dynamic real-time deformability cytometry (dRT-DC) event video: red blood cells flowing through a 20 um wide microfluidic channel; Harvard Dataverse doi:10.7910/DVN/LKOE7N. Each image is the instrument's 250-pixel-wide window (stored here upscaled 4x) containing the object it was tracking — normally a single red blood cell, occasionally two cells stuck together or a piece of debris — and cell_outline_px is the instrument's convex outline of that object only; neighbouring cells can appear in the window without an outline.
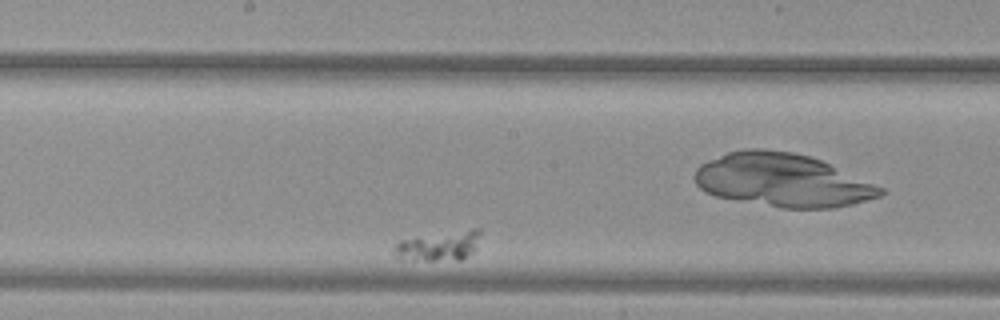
{"species": "common noctule bat (a hibernating species)", "species_latin": "Nyctalus noctula", "temperature_condition": "warm", "stored_images_in_passage": 36, "camera_frame_rate_fps": 3000, "um_per_image_px": 0.085, "animal": {"sex": "female", "body_mass_g": 29.2, "forearm_length_mm": 56.3}, "frame": {"image": 1, "passage_image": 14, "time_ms": 4.333, "image_size_px": [1000, 320], "cell_outline_px": [[480, 232], [476, 248], [472, 252], [460, 260], [400, 260], [392, 256], [392, 248], [400, 240], [416, 236], [472, 228], [480, 228]], "centroid_in_image_um": [37.23, 20.9], "position_along_channel_um": 211.0, "area_um2": 15.32}}
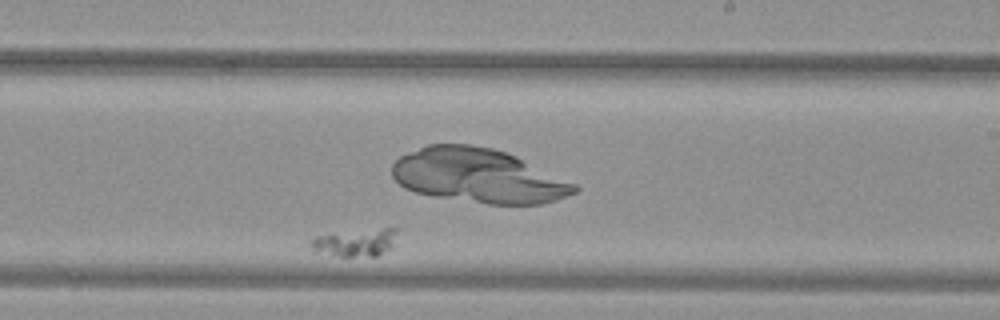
{"frame": {"image": 2, "passage_image": 19, "time_ms": 6.0, "image_size_px": [1000, 320], "cell_outline_px": [[396, 232], [392, 248], [376, 256], [340, 256], [312, 252], [312, 240], [316, 236], [384, 228], [396, 228]], "centroid_in_image_um": [30.22, 20.65], "position_along_channel_um": 258.8, "area_um2": 13.41}}
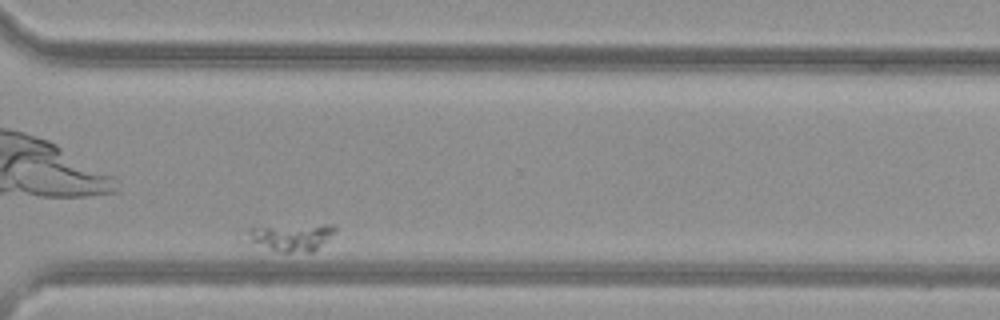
{"frame": {"image": 3, "passage_image": 28, "time_ms": 9.0, "image_size_px": [1000, 320], "cell_outline_px": [[336, 232], [328, 240], [312, 252], [280, 252], [268, 248], [252, 240], [248, 232], [248, 228], [324, 224], [332, 224], [336, 228]], "centroid_in_image_um": [24.9, 20.16], "position_along_channel_um": 345.7, "area_um2": 13.47}}